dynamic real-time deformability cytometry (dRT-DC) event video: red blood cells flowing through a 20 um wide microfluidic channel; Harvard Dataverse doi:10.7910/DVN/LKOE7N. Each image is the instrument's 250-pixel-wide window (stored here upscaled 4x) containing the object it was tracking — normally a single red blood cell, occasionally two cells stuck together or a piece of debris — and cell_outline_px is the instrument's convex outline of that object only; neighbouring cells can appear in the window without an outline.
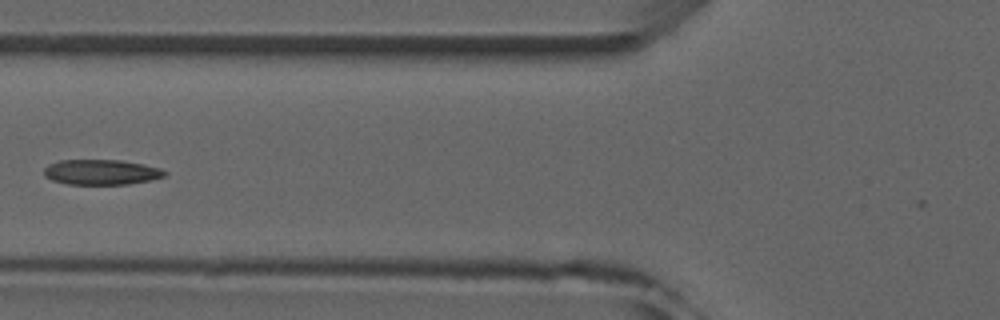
{"species": "common noctule bat (a hibernating species)", "species_latin": "Nyctalus noctula", "temperature_condition": "room temperature", "stored_images_in_passage": 4, "camera_frame_rate_fps": 3000, "um_per_image_px": 0.085, "animal": {"sex": "male", "forearm_length_mm": 52.5}, "frame": {"image": 1, "passage_image": 4, "time_ms": 4.333, "image_size_px": [1000, 320], "cell_outline_px": [[168, 172], [164, 176], [152, 180], [128, 184], [68, 184], [52, 180], [44, 176], [44, 168], [48, 164], [60, 160], [120, 160], [160, 168]], "centroid_in_image_um": [8.59, 14.63], "position_along_channel_um": 117.2, "area_um2": 17.69}}